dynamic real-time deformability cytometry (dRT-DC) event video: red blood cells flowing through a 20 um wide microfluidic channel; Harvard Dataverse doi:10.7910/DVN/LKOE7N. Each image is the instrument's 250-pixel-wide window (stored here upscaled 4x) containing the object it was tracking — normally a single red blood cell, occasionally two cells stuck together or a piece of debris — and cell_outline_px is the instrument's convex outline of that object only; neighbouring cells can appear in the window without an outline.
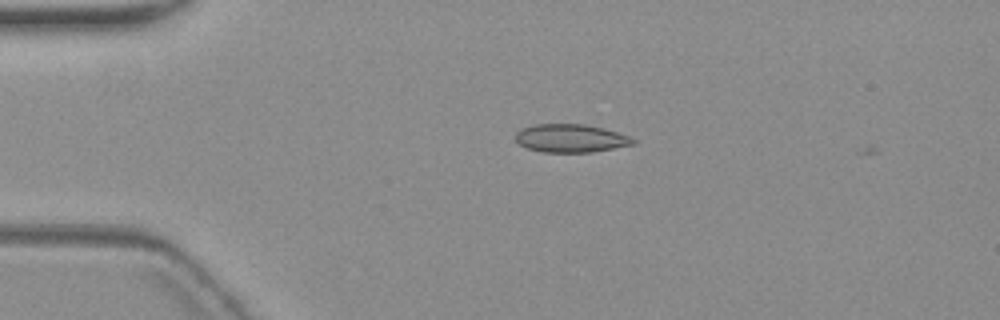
{"species": "common noctule bat (a hibernating species)", "species_latin": "Nyctalus noctula", "temperature_condition": "warm", "stored_images_in_passage": 4, "camera_frame_rate_fps": 3000, "um_per_image_px": 0.085, "animal": {"sex": "female", "body_mass_g": 19.3, "forearm_length_mm": 54.1}, "frame": {"image": 1, "passage_image": 3, "time_ms": 2.333, "image_size_px": [1000, 320], "cell_outline_px": [[636, 144], [592, 152], [544, 152], [528, 148], [520, 144], [516, 140], [516, 132], [520, 128], [536, 124], [584, 124], [604, 128], [628, 136], [636, 140]], "centroid_in_image_um": [48.51, 11.75], "position_along_channel_um": 36.5, "area_um2": 19.25}}